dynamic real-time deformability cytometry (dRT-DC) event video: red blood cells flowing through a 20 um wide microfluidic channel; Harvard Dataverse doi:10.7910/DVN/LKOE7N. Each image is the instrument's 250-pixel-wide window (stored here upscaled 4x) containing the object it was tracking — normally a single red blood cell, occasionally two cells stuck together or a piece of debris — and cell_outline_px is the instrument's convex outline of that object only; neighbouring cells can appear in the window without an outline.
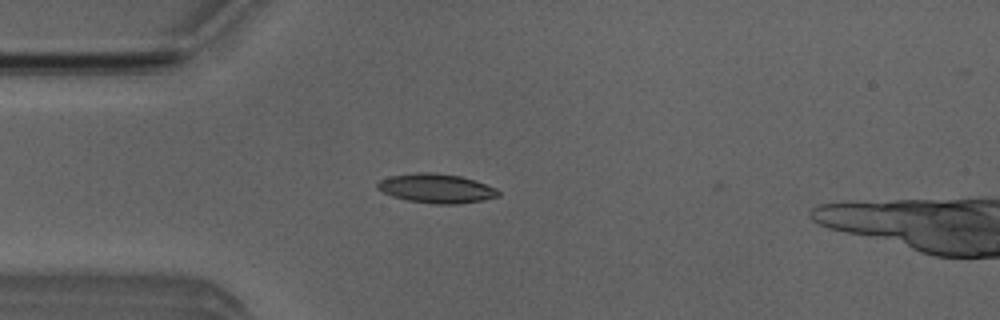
{"species": "Egyptian fruit bat (a non-hibernating species)", "species_latin": "Rousettus aegyptiacus", "temperature_condition": "room temperature", "stored_images_in_passage": 50, "camera_frame_rate_fps": 3000, "um_per_image_px": 0.085, "animal": {"sex": "male"}, "frame": {"image": 1, "passage_image": 14, "time_ms": 4.333, "image_size_px": [1000, 320], "cell_outline_px": [[500, 196], [480, 200], [456, 204], [436, 204], [408, 200], [392, 196], [376, 188], [376, 184], [380, 180], [388, 176], [416, 172], [432, 172], [460, 176], [476, 180], [496, 188], [500, 192]], "centroid_in_image_um": [37.08, 16.0], "position_along_channel_um": 47.9, "area_um2": 20.58}}
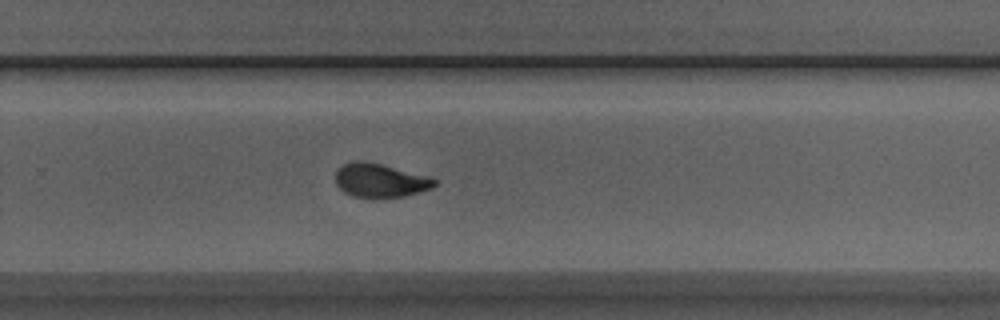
{"frame": {"image": 2, "passage_image": 34, "time_ms": 11.0, "image_size_px": [1000, 320], "cell_outline_px": [[436, 184], [432, 188], [404, 196], [384, 200], [352, 196], [344, 192], [336, 184], [336, 168], [352, 160], [364, 160], [380, 164], [424, 176], [436, 180]], "centroid_in_image_um": [32.24, 15.37], "position_along_channel_um": 297.6, "area_um2": 19.65}}
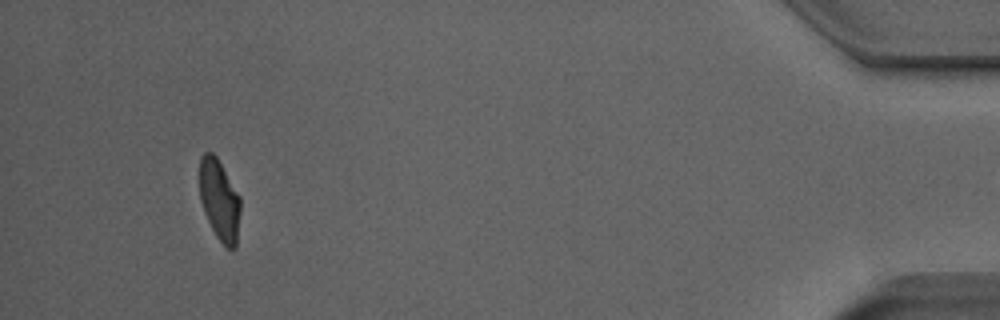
{"frame": {"image": 3, "passage_image": 49, "time_ms": 16.0, "image_size_px": [1000, 320], "cell_outline_px": [[240, 212], [236, 248], [228, 248], [216, 236], [204, 212], [200, 200], [200, 156], [204, 152], [212, 152], [216, 156], [240, 196]], "centroid_in_image_um": [18.65, 16.98], "position_along_channel_um": 416.5, "area_um2": 19.13}}